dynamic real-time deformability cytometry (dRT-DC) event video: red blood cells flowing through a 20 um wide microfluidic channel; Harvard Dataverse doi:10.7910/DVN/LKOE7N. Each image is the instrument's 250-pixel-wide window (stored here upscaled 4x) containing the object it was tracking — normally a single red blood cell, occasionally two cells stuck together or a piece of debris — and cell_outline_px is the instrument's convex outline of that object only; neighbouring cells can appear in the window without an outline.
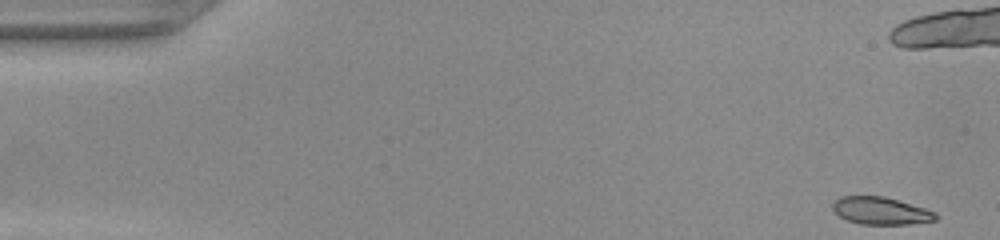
{"species": "common noctule bat (a hibernating species)", "species_latin": "Nyctalus noctula", "temperature_condition": "warm", "stored_images_in_passage": 49, "camera_frame_rate_fps": 3000, "um_per_image_px": 0.085, "animal": {"sex": "female", "body_mass_g": 22.0, "forearm_length_mm": 56.7}, "frame": {"image": 1, "passage_image": 1, "time_ms": 0.0, "image_size_px": [1000, 240], "cell_outline_px": [[936, 220], [908, 224], [860, 224], [848, 220], [840, 216], [832, 208], [832, 204], [840, 196], [884, 196], [924, 208], [936, 212]], "centroid_in_image_um": [74.85, 17.91], "position_along_channel_um": 10.1, "area_um2": 16.24}}
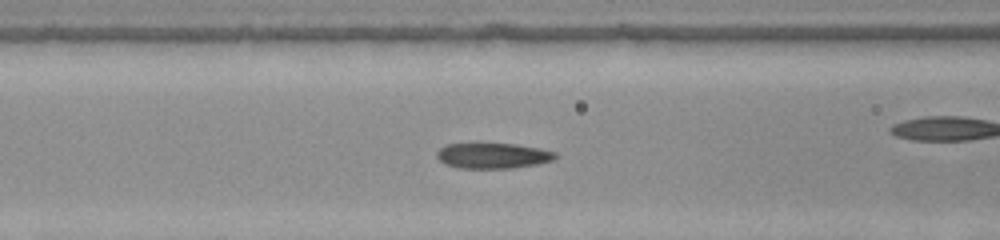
{"frame": {"image": 2, "passage_image": 19, "time_ms": 6.0, "image_size_px": [1000, 240], "cell_outline_px": [[556, 156], [552, 160], [536, 164], [512, 168], [460, 168], [444, 164], [436, 156], [436, 152], [440, 148], [448, 144], [516, 144], [540, 148], [556, 152]], "centroid_in_image_um": [41.88, 13.23], "position_along_channel_um": 124.7, "area_um2": 17.46}}
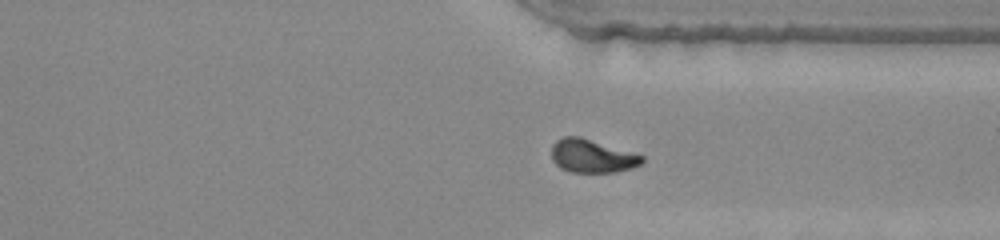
{"frame": {"image": 3, "passage_image": 36, "time_ms": 11.667, "image_size_px": [1000, 240], "cell_outline_px": [[644, 160], [640, 164], [632, 168], [616, 172], [572, 172], [560, 168], [552, 160], [552, 144], [556, 140], [564, 136], [580, 136], [644, 156]], "centroid_in_image_um": [50.3, 13.26], "position_along_channel_um": 361.1, "area_um2": 17.51}}